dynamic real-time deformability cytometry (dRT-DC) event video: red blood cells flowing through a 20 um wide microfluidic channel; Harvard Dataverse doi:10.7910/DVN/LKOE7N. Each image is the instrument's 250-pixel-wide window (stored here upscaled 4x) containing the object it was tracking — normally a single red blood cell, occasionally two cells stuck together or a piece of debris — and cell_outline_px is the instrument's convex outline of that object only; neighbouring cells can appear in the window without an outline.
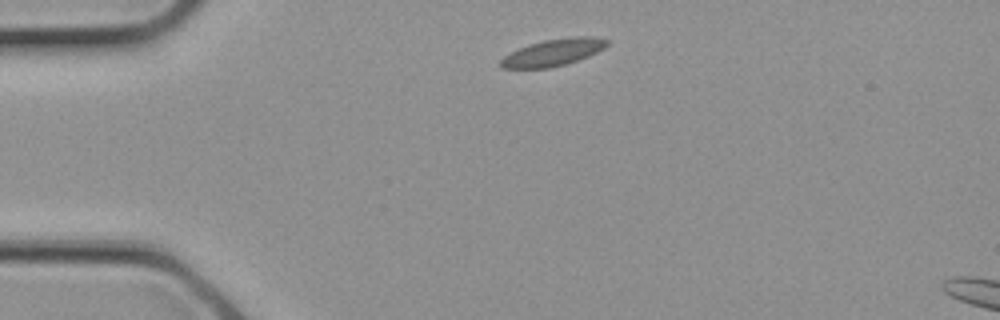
{"species": "common noctule bat (a hibernating species)", "species_latin": "Nyctalus noctula", "temperature_condition": "cold", "stored_images_in_passage": 1, "camera_frame_rate_fps": 3000, "um_per_image_px": 0.085, "animal": {"sex": "female", "body_mass_g": 21.9}, "frame": {"image": 1, "passage_image": 1, "time_ms": 0.0, "image_size_px": [1000, 320], "cell_outline_px": [[608, 44], [604, 48], [588, 56], [564, 64], [548, 68], [500, 68], [496, 64], [504, 56], [528, 44], [544, 40], [572, 36], [596, 36], [608, 40]], "centroid_in_image_um": [47.0, 4.45], "position_along_channel_um": 38.0, "area_um2": 16.65}}